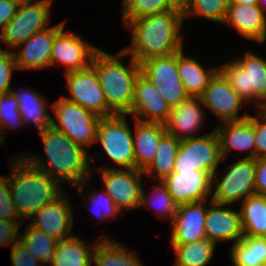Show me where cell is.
Instances as JSON below:
<instances>
[{"label":"cell","instance_id":"obj_45","mask_svg":"<svg viewBox=\"0 0 266 266\" xmlns=\"http://www.w3.org/2000/svg\"><path fill=\"white\" fill-rule=\"evenodd\" d=\"M24 221H0V246H14L19 241V229Z\"/></svg>","mask_w":266,"mask_h":266},{"label":"cell","instance_id":"obj_25","mask_svg":"<svg viewBox=\"0 0 266 266\" xmlns=\"http://www.w3.org/2000/svg\"><path fill=\"white\" fill-rule=\"evenodd\" d=\"M183 50L177 52L179 77L189 97H201L210 80L218 71V65L204 68L194 57L185 55Z\"/></svg>","mask_w":266,"mask_h":266},{"label":"cell","instance_id":"obj_23","mask_svg":"<svg viewBox=\"0 0 266 266\" xmlns=\"http://www.w3.org/2000/svg\"><path fill=\"white\" fill-rule=\"evenodd\" d=\"M214 127L223 160L234 150L249 151L245 158H255V132L248 117L239 121L219 123Z\"/></svg>","mask_w":266,"mask_h":266},{"label":"cell","instance_id":"obj_3","mask_svg":"<svg viewBox=\"0 0 266 266\" xmlns=\"http://www.w3.org/2000/svg\"><path fill=\"white\" fill-rule=\"evenodd\" d=\"M14 163L8 162L10 173L4 176L10 185L15 210L23 221L44 205L64 193V184L49 174L33 167L22 155L17 154ZM64 189V190H63Z\"/></svg>","mask_w":266,"mask_h":266},{"label":"cell","instance_id":"obj_13","mask_svg":"<svg viewBox=\"0 0 266 266\" xmlns=\"http://www.w3.org/2000/svg\"><path fill=\"white\" fill-rule=\"evenodd\" d=\"M99 50L71 30L65 31V25L57 32L52 44L50 66L65 67L64 74L83 70L91 65L94 54ZM57 64V65H56Z\"/></svg>","mask_w":266,"mask_h":266},{"label":"cell","instance_id":"obj_4","mask_svg":"<svg viewBox=\"0 0 266 266\" xmlns=\"http://www.w3.org/2000/svg\"><path fill=\"white\" fill-rule=\"evenodd\" d=\"M125 56L128 57L123 50L114 55L99 49L91 61L108 108L120 115L130 114L135 81L141 73L140 64L131 56L127 65L121 61Z\"/></svg>","mask_w":266,"mask_h":266},{"label":"cell","instance_id":"obj_35","mask_svg":"<svg viewBox=\"0 0 266 266\" xmlns=\"http://www.w3.org/2000/svg\"><path fill=\"white\" fill-rule=\"evenodd\" d=\"M151 194H146L144 186L142 187L139 208L149 209L154 208L155 214L159 218L167 217L170 224L173 222L174 216L177 213L178 204L172 199L165 184L159 180V184L153 186Z\"/></svg>","mask_w":266,"mask_h":266},{"label":"cell","instance_id":"obj_40","mask_svg":"<svg viewBox=\"0 0 266 266\" xmlns=\"http://www.w3.org/2000/svg\"><path fill=\"white\" fill-rule=\"evenodd\" d=\"M258 115L252 114L251 120L255 132V158L266 157V108L257 109Z\"/></svg>","mask_w":266,"mask_h":266},{"label":"cell","instance_id":"obj_26","mask_svg":"<svg viewBox=\"0 0 266 266\" xmlns=\"http://www.w3.org/2000/svg\"><path fill=\"white\" fill-rule=\"evenodd\" d=\"M11 93L18 101L20 115L23 124H31L37 128L38 132H43L51 126V114H48V99L40 93L31 89L12 88Z\"/></svg>","mask_w":266,"mask_h":266},{"label":"cell","instance_id":"obj_29","mask_svg":"<svg viewBox=\"0 0 266 266\" xmlns=\"http://www.w3.org/2000/svg\"><path fill=\"white\" fill-rule=\"evenodd\" d=\"M239 207L243 236L266 237V197L255 194Z\"/></svg>","mask_w":266,"mask_h":266},{"label":"cell","instance_id":"obj_36","mask_svg":"<svg viewBox=\"0 0 266 266\" xmlns=\"http://www.w3.org/2000/svg\"><path fill=\"white\" fill-rule=\"evenodd\" d=\"M88 180L90 179H86L84 180L81 184L75 186L76 190L79 192V196L82 197L83 201L85 202L84 205L87 208V210H89V202L92 206V210L93 212H91V214H93L94 218L98 219L99 221H106L108 219H112L115 218L116 216H119L120 214H123L118 208L117 206L114 204L113 200L111 199V197L106 193V191L104 190H100V191H95L92 193H87L90 195H84V191H87L85 188V185L87 186V184L89 183ZM91 209V207H90Z\"/></svg>","mask_w":266,"mask_h":266},{"label":"cell","instance_id":"obj_51","mask_svg":"<svg viewBox=\"0 0 266 266\" xmlns=\"http://www.w3.org/2000/svg\"><path fill=\"white\" fill-rule=\"evenodd\" d=\"M11 1H14V2H16L18 4H22L24 2L31 1V0H11Z\"/></svg>","mask_w":266,"mask_h":266},{"label":"cell","instance_id":"obj_30","mask_svg":"<svg viewBox=\"0 0 266 266\" xmlns=\"http://www.w3.org/2000/svg\"><path fill=\"white\" fill-rule=\"evenodd\" d=\"M179 145L180 141L175 136L166 133L160 140L151 164L143 171L145 178L150 177L157 182L170 175L174 169Z\"/></svg>","mask_w":266,"mask_h":266},{"label":"cell","instance_id":"obj_28","mask_svg":"<svg viewBox=\"0 0 266 266\" xmlns=\"http://www.w3.org/2000/svg\"><path fill=\"white\" fill-rule=\"evenodd\" d=\"M97 241L87 244L73 235L58 242L49 266H92V256Z\"/></svg>","mask_w":266,"mask_h":266},{"label":"cell","instance_id":"obj_5","mask_svg":"<svg viewBox=\"0 0 266 266\" xmlns=\"http://www.w3.org/2000/svg\"><path fill=\"white\" fill-rule=\"evenodd\" d=\"M218 70L247 105L266 108V59L247 51L243 57L219 65Z\"/></svg>","mask_w":266,"mask_h":266},{"label":"cell","instance_id":"obj_39","mask_svg":"<svg viewBox=\"0 0 266 266\" xmlns=\"http://www.w3.org/2000/svg\"><path fill=\"white\" fill-rule=\"evenodd\" d=\"M18 104L11 92L0 96V146L5 143L6 128L15 129L24 126Z\"/></svg>","mask_w":266,"mask_h":266},{"label":"cell","instance_id":"obj_34","mask_svg":"<svg viewBox=\"0 0 266 266\" xmlns=\"http://www.w3.org/2000/svg\"><path fill=\"white\" fill-rule=\"evenodd\" d=\"M19 241L22 242L27 249L30 250L31 254L44 266H49L51 263L54 251L59 242L30 225L25 227L24 232L19 231Z\"/></svg>","mask_w":266,"mask_h":266},{"label":"cell","instance_id":"obj_2","mask_svg":"<svg viewBox=\"0 0 266 266\" xmlns=\"http://www.w3.org/2000/svg\"><path fill=\"white\" fill-rule=\"evenodd\" d=\"M39 135L46 160L35 156L36 153L21 154L33 167L49 174L61 184L65 182L73 187L86 179H91L95 172L92 161L96 158L89 156L88 151L52 126L40 132Z\"/></svg>","mask_w":266,"mask_h":266},{"label":"cell","instance_id":"obj_16","mask_svg":"<svg viewBox=\"0 0 266 266\" xmlns=\"http://www.w3.org/2000/svg\"><path fill=\"white\" fill-rule=\"evenodd\" d=\"M162 182L178 205L209 200L212 196V176L205 171H173Z\"/></svg>","mask_w":266,"mask_h":266},{"label":"cell","instance_id":"obj_10","mask_svg":"<svg viewBox=\"0 0 266 266\" xmlns=\"http://www.w3.org/2000/svg\"><path fill=\"white\" fill-rule=\"evenodd\" d=\"M223 159L215 130L180 141L173 171L200 170L213 176Z\"/></svg>","mask_w":266,"mask_h":266},{"label":"cell","instance_id":"obj_14","mask_svg":"<svg viewBox=\"0 0 266 266\" xmlns=\"http://www.w3.org/2000/svg\"><path fill=\"white\" fill-rule=\"evenodd\" d=\"M201 99L206 110L213 113L221 123L239 121L250 115L247 111L240 115L241 106L247 103L237 95L219 70L210 80Z\"/></svg>","mask_w":266,"mask_h":266},{"label":"cell","instance_id":"obj_21","mask_svg":"<svg viewBox=\"0 0 266 266\" xmlns=\"http://www.w3.org/2000/svg\"><path fill=\"white\" fill-rule=\"evenodd\" d=\"M201 97H188L170 110L164 123L166 132L179 141L196 138L205 121V112ZM197 134V135H195Z\"/></svg>","mask_w":266,"mask_h":266},{"label":"cell","instance_id":"obj_41","mask_svg":"<svg viewBox=\"0 0 266 266\" xmlns=\"http://www.w3.org/2000/svg\"><path fill=\"white\" fill-rule=\"evenodd\" d=\"M15 69L17 70V65L12 51L0 46V91L2 93L11 92L12 75Z\"/></svg>","mask_w":266,"mask_h":266},{"label":"cell","instance_id":"obj_22","mask_svg":"<svg viewBox=\"0 0 266 266\" xmlns=\"http://www.w3.org/2000/svg\"><path fill=\"white\" fill-rule=\"evenodd\" d=\"M234 28L246 40L263 44L266 41V15L258 4L229 3L223 25Z\"/></svg>","mask_w":266,"mask_h":266},{"label":"cell","instance_id":"obj_17","mask_svg":"<svg viewBox=\"0 0 266 266\" xmlns=\"http://www.w3.org/2000/svg\"><path fill=\"white\" fill-rule=\"evenodd\" d=\"M171 107L163 99L146 76L140 73L135 81L133 103L129 115L141 122L164 124L169 117Z\"/></svg>","mask_w":266,"mask_h":266},{"label":"cell","instance_id":"obj_15","mask_svg":"<svg viewBox=\"0 0 266 266\" xmlns=\"http://www.w3.org/2000/svg\"><path fill=\"white\" fill-rule=\"evenodd\" d=\"M67 193L44 205L29 217V225L41 230L46 235L61 241L72 237L74 211Z\"/></svg>","mask_w":266,"mask_h":266},{"label":"cell","instance_id":"obj_18","mask_svg":"<svg viewBox=\"0 0 266 266\" xmlns=\"http://www.w3.org/2000/svg\"><path fill=\"white\" fill-rule=\"evenodd\" d=\"M205 219V236L214 244L233 242L236 244L243 238L239 209L235 210L228 204L208 201Z\"/></svg>","mask_w":266,"mask_h":266},{"label":"cell","instance_id":"obj_6","mask_svg":"<svg viewBox=\"0 0 266 266\" xmlns=\"http://www.w3.org/2000/svg\"><path fill=\"white\" fill-rule=\"evenodd\" d=\"M217 172L212 176L213 202L232 205L256 194V158H240L225 167L222 173Z\"/></svg>","mask_w":266,"mask_h":266},{"label":"cell","instance_id":"obj_33","mask_svg":"<svg viewBox=\"0 0 266 266\" xmlns=\"http://www.w3.org/2000/svg\"><path fill=\"white\" fill-rule=\"evenodd\" d=\"M171 245L177 256L173 266H207L212 260L217 246L208 239Z\"/></svg>","mask_w":266,"mask_h":266},{"label":"cell","instance_id":"obj_50","mask_svg":"<svg viewBox=\"0 0 266 266\" xmlns=\"http://www.w3.org/2000/svg\"><path fill=\"white\" fill-rule=\"evenodd\" d=\"M258 5L262 9L263 13L266 15V0H259Z\"/></svg>","mask_w":266,"mask_h":266},{"label":"cell","instance_id":"obj_48","mask_svg":"<svg viewBox=\"0 0 266 266\" xmlns=\"http://www.w3.org/2000/svg\"><path fill=\"white\" fill-rule=\"evenodd\" d=\"M229 3H236L239 5H256L259 3V0H229Z\"/></svg>","mask_w":266,"mask_h":266},{"label":"cell","instance_id":"obj_49","mask_svg":"<svg viewBox=\"0 0 266 266\" xmlns=\"http://www.w3.org/2000/svg\"><path fill=\"white\" fill-rule=\"evenodd\" d=\"M178 8L184 9L189 0H171Z\"/></svg>","mask_w":266,"mask_h":266},{"label":"cell","instance_id":"obj_37","mask_svg":"<svg viewBox=\"0 0 266 266\" xmlns=\"http://www.w3.org/2000/svg\"><path fill=\"white\" fill-rule=\"evenodd\" d=\"M121 2L123 9L121 20L124 26L131 20L147 15L180 9L171 0H122Z\"/></svg>","mask_w":266,"mask_h":266},{"label":"cell","instance_id":"obj_42","mask_svg":"<svg viewBox=\"0 0 266 266\" xmlns=\"http://www.w3.org/2000/svg\"><path fill=\"white\" fill-rule=\"evenodd\" d=\"M22 221L11 198L9 181L0 175V221Z\"/></svg>","mask_w":266,"mask_h":266},{"label":"cell","instance_id":"obj_9","mask_svg":"<svg viewBox=\"0 0 266 266\" xmlns=\"http://www.w3.org/2000/svg\"><path fill=\"white\" fill-rule=\"evenodd\" d=\"M54 0H31L18 5L13 19L0 31V43L14 50L36 32L48 27Z\"/></svg>","mask_w":266,"mask_h":266},{"label":"cell","instance_id":"obj_44","mask_svg":"<svg viewBox=\"0 0 266 266\" xmlns=\"http://www.w3.org/2000/svg\"><path fill=\"white\" fill-rule=\"evenodd\" d=\"M10 259L12 266H44L20 241L11 247Z\"/></svg>","mask_w":266,"mask_h":266},{"label":"cell","instance_id":"obj_32","mask_svg":"<svg viewBox=\"0 0 266 266\" xmlns=\"http://www.w3.org/2000/svg\"><path fill=\"white\" fill-rule=\"evenodd\" d=\"M141 73L158 86L162 83H182L177 70V53L151 57L140 63Z\"/></svg>","mask_w":266,"mask_h":266},{"label":"cell","instance_id":"obj_24","mask_svg":"<svg viewBox=\"0 0 266 266\" xmlns=\"http://www.w3.org/2000/svg\"><path fill=\"white\" fill-rule=\"evenodd\" d=\"M133 120L135 169L144 171L154 159L160 140L167 132L162 123Z\"/></svg>","mask_w":266,"mask_h":266},{"label":"cell","instance_id":"obj_11","mask_svg":"<svg viewBox=\"0 0 266 266\" xmlns=\"http://www.w3.org/2000/svg\"><path fill=\"white\" fill-rule=\"evenodd\" d=\"M96 169L103 181L104 190L121 212L139 209L142 181L145 177L143 171L115 166H101Z\"/></svg>","mask_w":266,"mask_h":266},{"label":"cell","instance_id":"obj_19","mask_svg":"<svg viewBox=\"0 0 266 266\" xmlns=\"http://www.w3.org/2000/svg\"><path fill=\"white\" fill-rule=\"evenodd\" d=\"M64 25L65 21L36 32L18 45L21 50H12L17 70H39L50 67L52 44L57 32Z\"/></svg>","mask_w":266,"mask_h":266},{"label":"cell","instance_id":"obj_38","mask_svg":"<svg viewBox=\"0 0 266 266\" xmlns=\"http://www.w3.org/2000/svg\"><path fill=\"white\" fill-rule=\"evenodd\" d=\"M228 7L229 0H189L182 11L184 19L189 16L201 17L223 25Z\"/></svg>","mask_w":266,"mask_h":266},{"label":"cell","instance_id":"obj_47","mask_svg":"<svg viewBox=\"0 0 266 266\" xmlns=\"http://www.w3.org/2000/svg\"><path fill=\"white\" fill-rule=\"evenodd\" d=\"M18 3L11 0H0V30L8 24L13 17L18 8Z\"/></svg>","mask_w":266,"mask_h":266},{"label":"cell","instance_id":"obj_20","mask_svg":"<svg viewBox=\"0 0 266 266\" xmlns=\"http://www.w3.org/2000/svg\"><path fill=\"white\" fill-rule=\"evenodd\" d=\"M208 200L178 205L170 226V244H187L206 239L205 219Z\"/></svg>","mask_w":266,"mask_h":266},{"label":"cell","instance_id":"obj_27","mask_svg":"<svg viewBox=\"0 0 266 266\" xmlns=\"http://www.w3.org/2000/svg\"><path fill=\"white\" fill-rule=\"evenodd\" d=\"M92 256L96 266H144L138 252L113 240L109 236L98 237Z\"/></svg>","mask_w":266,"mask_h":266},{"label":"cell","instance_id":"obj_43","mask_svg":"<svg viewBox=\"0 0 266 266\" xmlns=\"http://www.w3.org/2000/svg\"><path fill=\"white\" fill-rule=\"evenodd\" d=\"M156 88L171 108L189 97L182 83H162Z\"/></svg>","mask_w":266,"mask_h":266},{"label":"cell","instance_id":"obj_46","mask_svg":"<svg viewBox=\"0 0 266 266\" xmlns=\"http://www.w3.org/2000/svg\"><path fill=\"white\" fill-rule=\"evenodd\" d=\"M256 194L266 197V157L256 158Z\"/></svg>","mask_w":266,"mask_h":266},{"label":"cell","instance_id":"obj_1","mask_svg":"<svg viewBox=\"0 0 266 266\" xmlns=\"http://www.w3.org/2000/svg\"><path fill=\"white\" fill-rule=\"evenodd\" d=\"M184 14L182 9L147 15L129 21L131 43L122 50L137 63L151 57L168 56L183 49Z\"/></svg>","mask_w":266,"mask_h":266},{"label":"cell","instance_id":"obj_8","mask_svg":"<svg viewBox=\"0 0 266 266\" xmlns=\"http://www.w3.org/2000/svg\"><path fill=\"white\" fill-rule=\"evenodd\" d=\"M127 116L115 114L100 118L96 143L101 144L105 155L117 168L135 169L133 131L129 127Z\"/></svg>","mask_w":266,"mask_h":266},{"label":"cell","instance_id":"obj_31","mask_svg":"<svg viewBox=\"0 0 266 266\" xmlns=\"http://www.w3.org/2000/svg\"><path fill=\"white\" fill-rule=\"evenodd\" d=\"M230 258L236 266H266V237L243 236L231 245Z\"/></svg>","mask_w":266,"mask_h":266},{"label":"cell","instance_id":"obj_12","mask_svg":"<svg viewBox=\"0 0 266 266\" xmlns=\"http://www.w3.org/2000/svg\"><path fill=\"white\" fill-rule=\"evenodd\" d=\"M69 96L67 101L76 103L100 118L115 115L107 106L102 87L94 68L65 73Z\"/></svg>","mask_w":266,"mask_h":266},{"label":"cell","instance_id":"obj_7","mask_svg":"<svg viewBox=\"0 0 266 266\" xmlns=\"http://www.w3.org/2000/svg\"><path fill=\"white\" fill-rule=\"evenodd\" d=\"M50 107L55 115L51 118V126L89 151V146L96 143L100 117L62 96Z\"/></svg>","mask_w":266,"mask_h":266}]
</instances>
